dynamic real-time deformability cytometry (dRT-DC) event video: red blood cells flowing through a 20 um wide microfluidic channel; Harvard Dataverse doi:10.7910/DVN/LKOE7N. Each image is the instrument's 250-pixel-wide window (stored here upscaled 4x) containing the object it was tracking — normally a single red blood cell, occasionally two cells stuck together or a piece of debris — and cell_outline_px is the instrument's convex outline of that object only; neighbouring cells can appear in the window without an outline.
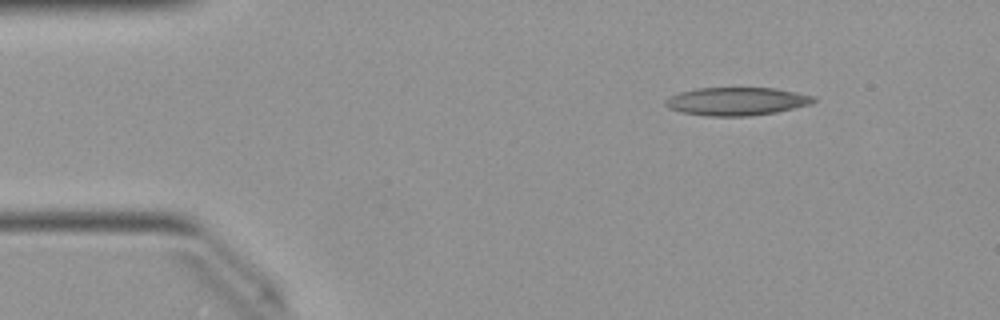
{"species": "Egyptian fruit bat (a non-hibernating species)", "species_latin": "Rousettus aegyptiacus", "temperature_condition": "warm", "stored_images_in_passage": 44, "camera_frame_rate_fps": 3000, "um_per_image_px": 0.085, "animal": {"sex": "female"}, "frame": {"image": 1, "passage_image": 1, "time_ms": 0.0, "image_size_px": [1000, 320], "cell_outline_px": [[816, 100], [812, 104], [776, 112], [748, 116], [708, 116], [680, 112], [668, 108], [664, 104], [664, 100], [668, 96], [680, 92], [700, 88], [776, 88], [816, 96]], "centroid_in_image_um": [62.61, 8.61], "position_along_channel_um": 22.4, "area_um2": 24.39}}
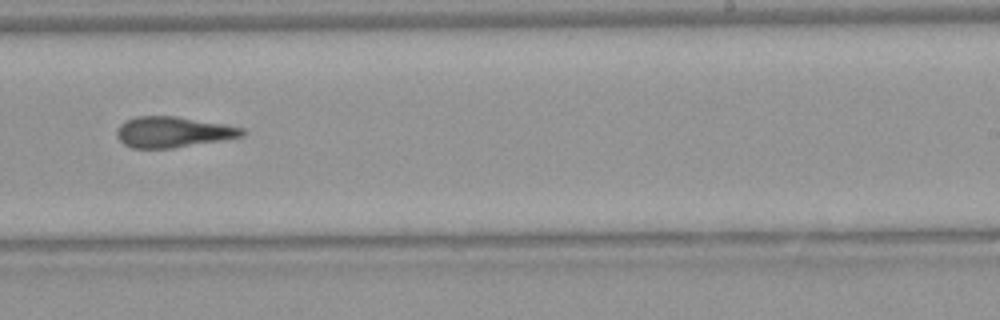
{"frame": {"image": 2, "passage_image": 25, "time_ms": 8.0, "image_size_px": [1000, 320], "cell_outline_px": [[248, 132], [244, 136], [172, 148], [132, 148], [124, 144], [116, 136], [116, 132], [120, 124], [124, 120], [136, 116], [176, 116], [224, 124], [244, 128]], "centroid_in_image_um": [14.69, 11.21], "position_along_channel_um": 274.3, "area_um2": 22.48}}
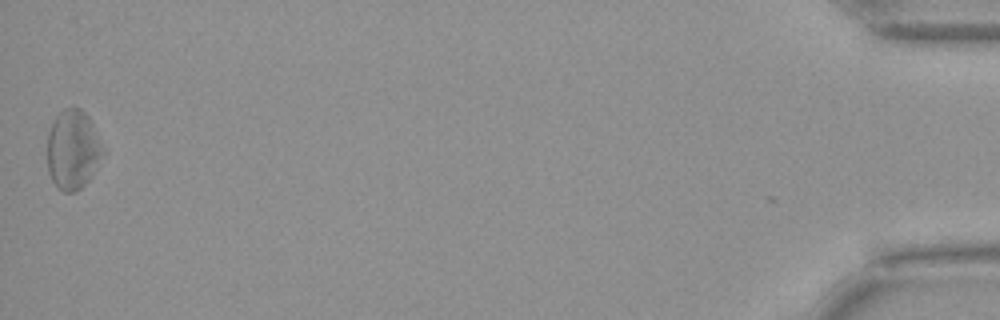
{"frame": {"image": 3, "passage_image": 44, "time_ms": 14.333, "image_size_px": [1000, 320], "cell_outline_px": [[108, 148], [92, 176], [76, 192], [64, 192], [56, 188], [48, 172], [48, 132], [56, 116], [64, 108], [72, 104], [80, 108], [88, 116]], "centroid_in_image_um": [6.25, 12.7], "position_along_channel_um": 428.9, "area_um2": 26.59}, "authors_computed_cell_mechanics": {"area_um2": 23.7558, "velocity_mm_per_s": 4.0408, "shape_relaxation_time_tau1_ms": null, "shape_relaxation_time_tau2_ms": 5.6765, "deformation_change_tau1": null, "deformation_change_tau2": 0.1955}}